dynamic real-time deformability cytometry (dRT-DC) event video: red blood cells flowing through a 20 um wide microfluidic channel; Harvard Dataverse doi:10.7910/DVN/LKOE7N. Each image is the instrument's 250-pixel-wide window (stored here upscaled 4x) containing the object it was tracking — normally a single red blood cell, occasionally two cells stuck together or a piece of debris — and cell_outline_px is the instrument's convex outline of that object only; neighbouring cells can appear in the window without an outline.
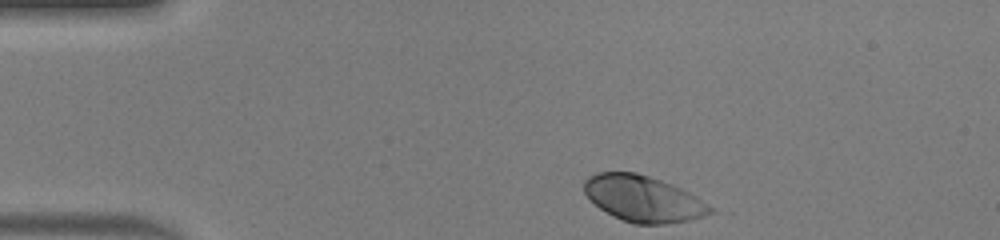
{"species": "human", "species_latin": "Homo sapiens", "temperature_condition": "warm", "stored_images_in_passage": 34, "camera_frame_rate_fps": 3000, "um_per_image_px": 0.085, "donor": {"sex": "male"}, "frame": {"image": 1, "passage_image": 1, "time_ms": 0.0, "image_size_px": [1000, 240], "cell_outline_px": [[716, 212], [704, 216], [688, 220], [668, 224], [636, 224], [624, 220], [600, 208], [584, 192], [584, 180], [588, 176], [596, 172], [636, 172], [672, 184], [696, 196], [716, 208]], "centroid_in_image_um": [54.72, 16.88], "position_along_channel_um": 30.3, "area_um2": 33.76}}
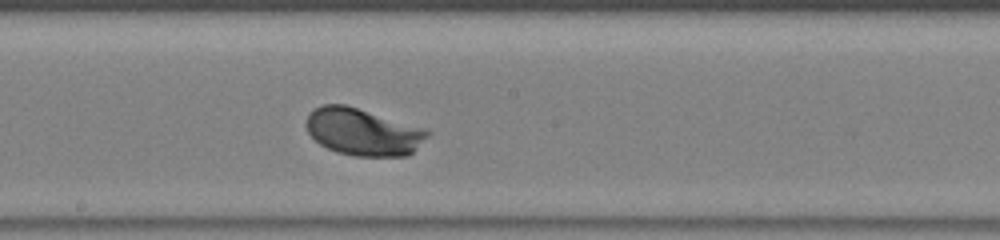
{"frame": {"image": 2, "passage_image": 19, "time_ms": 6.0, "image_size_px": [1000, 240], "cell_outline_px": [[432, 132], [408, 156], [352, 156], [336, 152], [320, 144], [308, 132], [304, 124], [308, 112], [324, 104], [344, 104], [428, 128]], "centroid_in_image_um": [30.86, 11.2], "position_along_channel_um": 217.3, "area_um2": 33.58}}
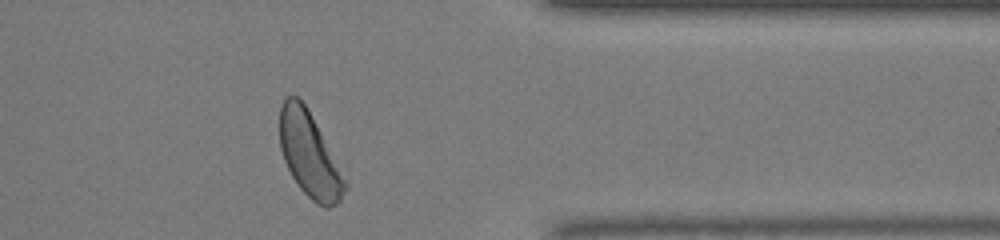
{"frame": {"image": 3, "passage_image": 32, "time_ms": 10.333, "image_size_px": [1000, 240], "cell_outline_px": [[348, 188], [340, 200], [336, 204], [328, 208], [324, 208], [316, 204], [300, 188], [292, 176], [284, 160], [280, 148], [280, 108], [284, 96], [296, 96], [304, 104], [340, 168], [348, 184]], "centroid_in_image_um": [26.3, 13.2], "position_along_channel_um": 385.1, "area_um2": 31.62}, "authors_computed_cell_mechanics": {"area_um2": 32.7148, "velocity_mm_per_s": 4.1527, "shape_relaxation_time_tau1_ms": 1.1325, "shape_relaxation_time_tau2_ms": null, "deformation_change_tau1": 0.1183, "deformation_change_tau2": null}}